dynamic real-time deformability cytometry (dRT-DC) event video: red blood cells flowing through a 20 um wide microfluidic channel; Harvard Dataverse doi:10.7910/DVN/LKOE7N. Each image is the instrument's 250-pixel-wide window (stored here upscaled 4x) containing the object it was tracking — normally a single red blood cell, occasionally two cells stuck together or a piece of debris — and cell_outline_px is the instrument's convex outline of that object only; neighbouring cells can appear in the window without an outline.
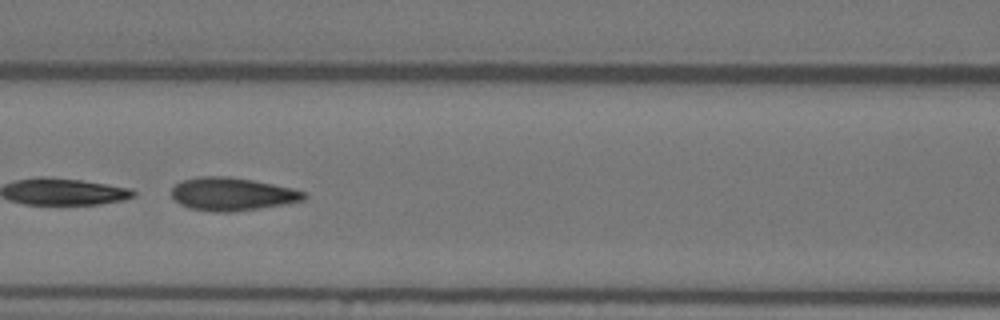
{"species": "Egyptian fruit bat (a non-hibernating species)", "species_latin": "Rousettus aegyptiacus", "temperature_condition": "warm", "stored_images_in_passage": 17, "camera_frame_rate_fps": 3000, "um_per_image_px": 0.085, "animal": {"sex": "female"}, "frame": {"image": 1, "passage_image": 12, "time_ms": 3.667, "image_size_px": [1000, 320], "cell_outline_px": [[308, 196], [304, 200], [284, 204], [232, 212], [212, 212], [188, 208], [180, 204], [172, 196], [172, 188], [176, 184], [184, 180], [200, 176], [228, 176], [252, 180], [292, 188], [308, 192]], "centroid_in_image_um": [19.75, 16.5], "position_along_channel_um": 146.9, "area_um2": 25.49}}